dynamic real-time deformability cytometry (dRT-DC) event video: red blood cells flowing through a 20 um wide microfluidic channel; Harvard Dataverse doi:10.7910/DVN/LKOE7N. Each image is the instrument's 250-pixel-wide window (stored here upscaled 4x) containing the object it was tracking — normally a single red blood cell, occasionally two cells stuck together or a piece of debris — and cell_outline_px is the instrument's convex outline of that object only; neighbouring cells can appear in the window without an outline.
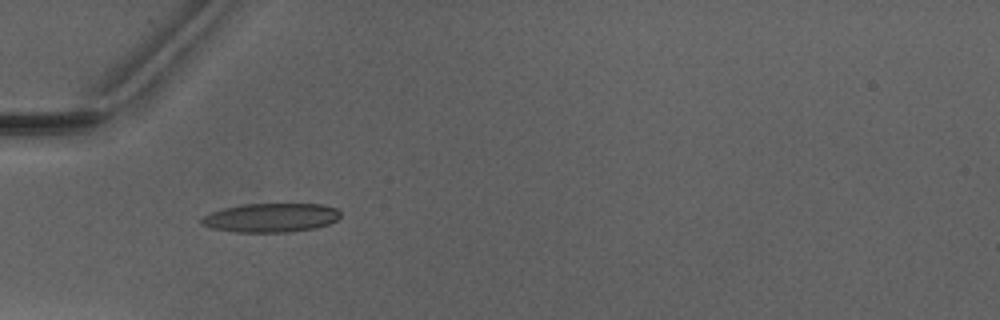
{"species": "Egyptian fruit bat (a non-hibernating species)", "species_latin": "Rousettus aegyptiacus", "temperature_condition": "warm", "stored_images_in_passage": 7, "camera_frame_rate_fps": 3000, "um_per_image_px": 0.085, "animal": {"sex": "male"}, "frame": {"image": 1, "passage_image": 5, "time_ms": 5.333, "image_size_px": [1000, 320], "cell_outline_px": [[340, 216], [336, 220], [328, 224], [316, 228], [288, 232], [236, 232], [212, 228], [200, 224], [200, 220], [208, 212], [224, 208], [244, 204], [320, 204], [336, 208], [340, 212]], "centroid_in_image_um": [23.0, 18.5], "position_along_channel_um": 62.0, "area_um2": 23.47}}
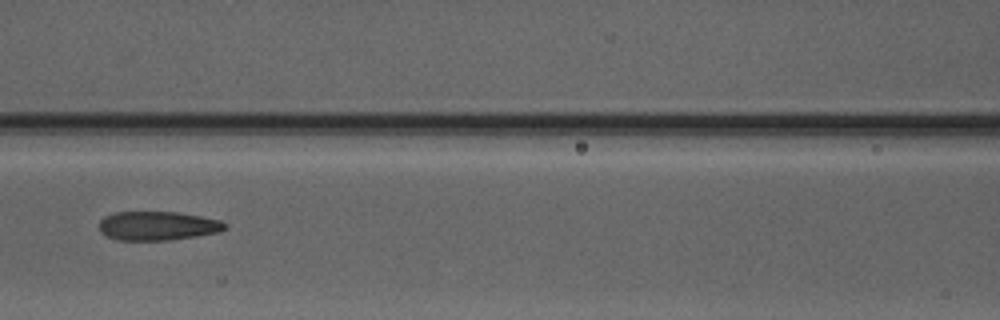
{"frame": {"image": 2, "passage_image": 7, "time_ms": 7.667, "image_size_px": [1000, 320], "cell_outline_px": [[228, 228], [220, 232], [196, 236], [168, 240], [116, 240], [100, 232], [100, 220], [104, 216], [112, 212], [176, 212], [200, 216], [220, 220], [228, 224]], "centroid_in_image_um": [13.41, 19.19], "position_along_channel_um": 153.2, "area_um2": 21.33}}